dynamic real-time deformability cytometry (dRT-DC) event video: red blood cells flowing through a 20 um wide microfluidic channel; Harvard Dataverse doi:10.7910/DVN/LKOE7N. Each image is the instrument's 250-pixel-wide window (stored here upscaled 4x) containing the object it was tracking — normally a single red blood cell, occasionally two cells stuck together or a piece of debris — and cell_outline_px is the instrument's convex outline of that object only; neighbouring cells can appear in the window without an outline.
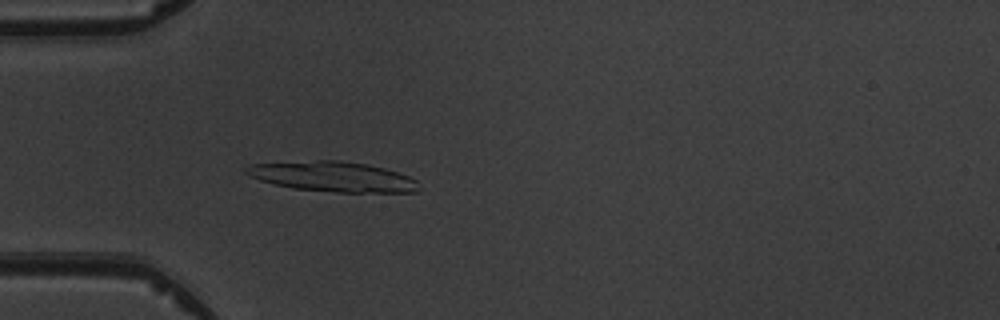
{"species": "common noctule bat (a hibernating species)", "species_latin": "Nyctalus noctula", "temperature_condition": "warm", "stored_images_in_passage": 4, "camera_frame_rate_fps": 3000, "um_per_image_px": 0.085, "animal": {"sex": "male", "body_mass_g": 19.5, "forearm_length_mm": 54.6}, "frame": {"image": 1, "passage_image": 4, "time_ms": 3.333, "image_size_px": [1000, 320], "cell_outline_px": [[420, 192], [336, 192], [296, 188], [276, 184], [260, 180], [248, 176], [244, 172], [244, 168], [252, 164], [316, 160], [340, 160], [368, 164], [384, 168], [408, 176], [416, 180]], "centroid_in_image_um": [28.29, 15.0], "position_along_channel_um": 56.7, "area_um2": 30.11}}